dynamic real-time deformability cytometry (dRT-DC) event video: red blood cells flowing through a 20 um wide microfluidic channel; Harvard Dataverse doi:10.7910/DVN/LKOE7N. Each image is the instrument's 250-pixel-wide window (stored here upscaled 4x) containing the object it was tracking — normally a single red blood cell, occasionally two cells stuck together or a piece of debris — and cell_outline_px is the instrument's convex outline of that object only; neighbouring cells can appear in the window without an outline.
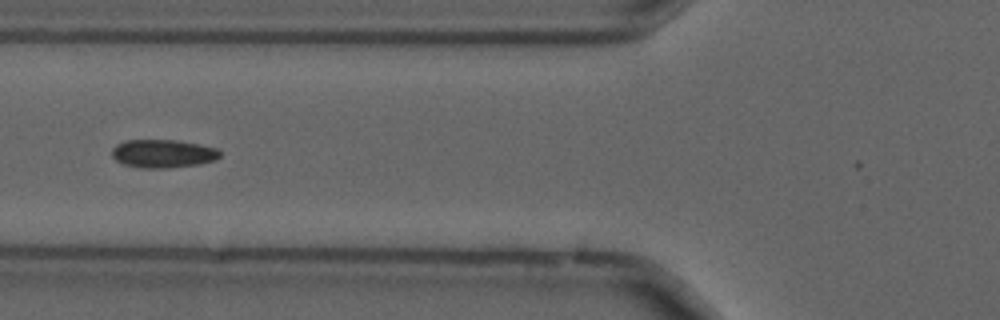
{"species": "common noctule bat (a hibernating species)", "species_latin": "Nyctalus noctula", "temperature_condition": "cold", "stored_images_in_passage": 28, "camera_frame_rate_fps": 3000, "um_per_image_px": 0.085, "animal": {"sex": "male", "forearm_length_mm": 52.5}, "frame": {"image": 1, "passage_image": 9, "time_ms": 2.667, "image_size_px": [1000, 320], "cell_outline_px": [[220, 156], [216, 160], [200, 164], [168, 168], [140, 168], [124, 164], [116, 160], [112, 156], [112, 148], [116, 144], [124, 140], [176, 140], [200, 144], [216, 148], [220, 152]], "centroid_in_image_um": [13.85, 13.05], "position_along_channel_um": 112.0, "area_um2": 17.92}}